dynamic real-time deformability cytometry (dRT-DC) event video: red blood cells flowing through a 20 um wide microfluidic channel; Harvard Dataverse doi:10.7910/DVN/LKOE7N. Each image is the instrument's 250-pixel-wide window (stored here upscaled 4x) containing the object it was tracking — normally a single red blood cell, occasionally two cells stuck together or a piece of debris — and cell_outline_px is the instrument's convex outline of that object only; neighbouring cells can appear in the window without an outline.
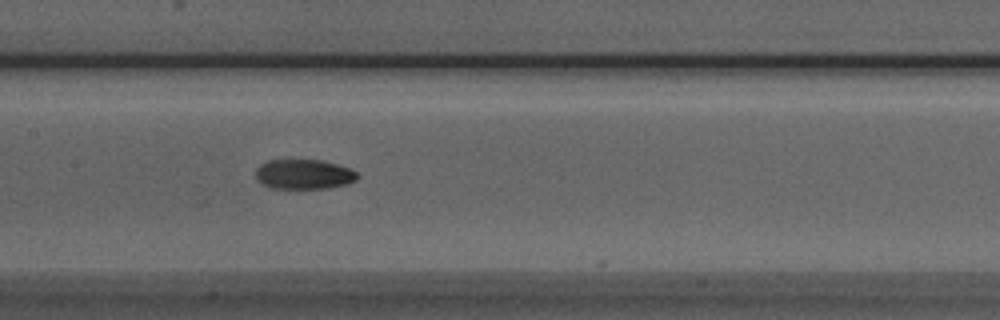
{"species": "Egyptian fruit bat (a non-hibernating species)", "species_latin": "Rousettus aegyptiacus", "temperature_condition": "room temperature", "stored_images_in_passage": 16, "camera_frame_rate_fps": 3000, "um_per_image_px": 0.085, "animal": {"sex": "male"}, "frame": {"image": 1, "passage_image": 13, "time_ms": 4.0, "image_size_px": [1000, 320], "cell_outline_px": [[360, 176], [356, 180], [348, 184], [328, 188], [272, 188], [256, 180], [256, 168], [260, 164], [268, 160], [320, 160], [336, 164], [348, 168], [356, 172]], "centroid_in_image_um": [25.83, 14.81], "position_along_channel_um": 181.6, "area_um2": 17.63}}